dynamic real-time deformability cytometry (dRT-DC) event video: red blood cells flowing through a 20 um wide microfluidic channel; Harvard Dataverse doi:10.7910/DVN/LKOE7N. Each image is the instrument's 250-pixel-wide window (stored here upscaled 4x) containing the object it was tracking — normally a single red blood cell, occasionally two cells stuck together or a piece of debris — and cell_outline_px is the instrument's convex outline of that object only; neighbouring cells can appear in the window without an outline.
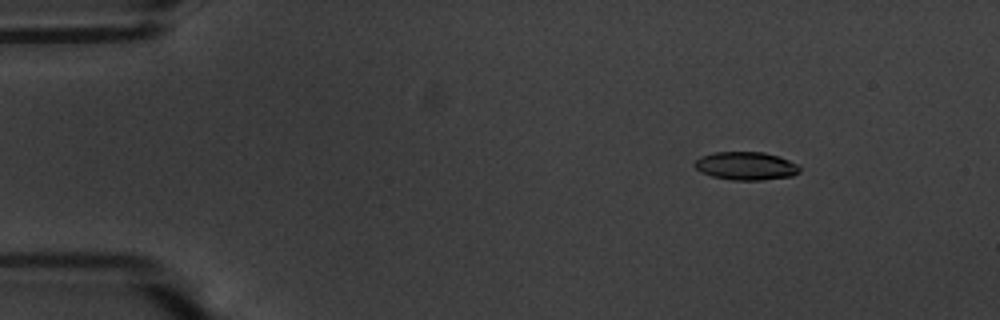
{"species": "common noctule bat (a hibernating species)", "species_latin": "Nyctalus noctula", "temperature_condition": "warm", "stored_images_in_passage": 56, "camera_frame_rate_fps": 3000, "um_per_image_px": 0.085, "animal": {"sex": "male", "body_mass_g": 20.1, "forearm_length_mm": 53.5}, "frame": {"image": 1, "passage_image": 7, "time_ms": 2.0, "image_size_px": [1000, 320], "cell_outline_px": [[800, 172], [792, 176], [760, 180], [732, 180], [712, 176], [700, 172], [692, 164], [700, 156], [712, 152], [764, 152], [780, 156], [800, 164]], "centroid_in_image_um": [63.42, 14.09], "position_along_channel_um": 21.6, "area_um2": 17.51}}
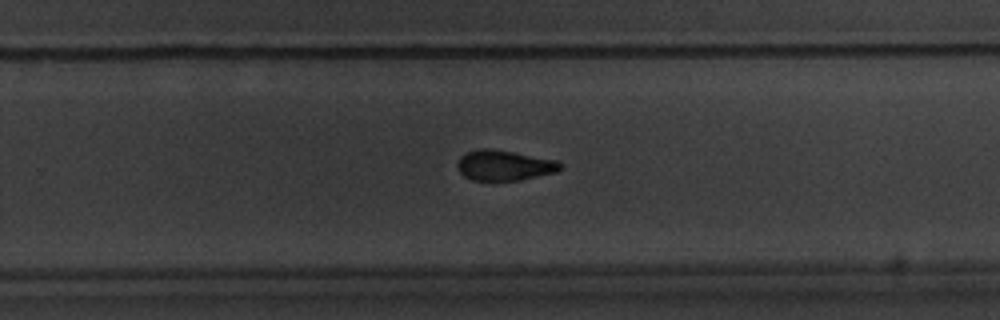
{"frame": {"image": 2, "passage_image": 36, "time_ms": 11.667, "image_size_px": [1000, 320], "cell_outline_px": [[560, 168], [556, 172], [520, 180], [472, 180], [464, 176], [460, 172], [456, 164], [460, 156], [468, 152], [480, 148], [492, 148], [556, 160], [560, 164]], "centroid_in_image_um": [42.82, 14.05], "position_along_channel_um": 287.0, "area_um2": 18.03}}
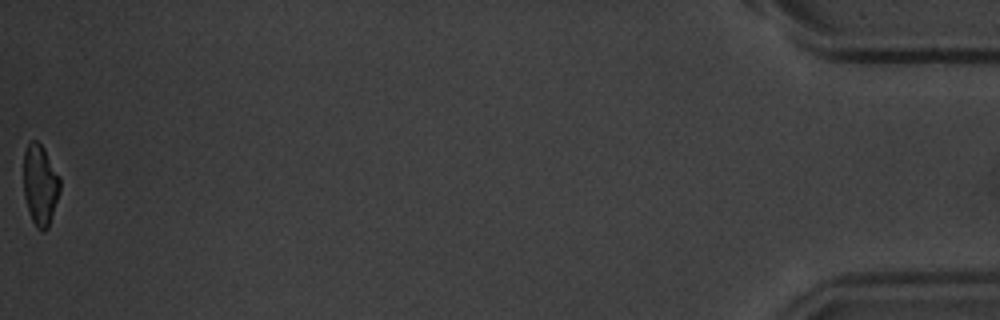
{"frame": {"image": 3, "passage_image": 56, "time_ms": 18.333, "image_size_px": [1000, 320], "cell_outline_px": [[60, 192], [48, 228], [44, 232], [36, 228], [32, 220], [24, 196], [24, 152], [28, 140], [36, 140], [44, 148], [60, 176]], "centroid_in_image_um": [3.42, 15.7], "position_along_channel_um": 431.8, "area_um2": 17.28}, "authors_computed_cell_mechanics": {"area_um2": 18.3226, "velocity_mm_per_s": 3.6139, "shape_relaxation_time_tau1_ms": 3.6271, "shape_relaxation_time_tau2_ms": 3.5676, "deformation_change_tau1": 0.1517, "deformation_change_tau2": 0.1051}}